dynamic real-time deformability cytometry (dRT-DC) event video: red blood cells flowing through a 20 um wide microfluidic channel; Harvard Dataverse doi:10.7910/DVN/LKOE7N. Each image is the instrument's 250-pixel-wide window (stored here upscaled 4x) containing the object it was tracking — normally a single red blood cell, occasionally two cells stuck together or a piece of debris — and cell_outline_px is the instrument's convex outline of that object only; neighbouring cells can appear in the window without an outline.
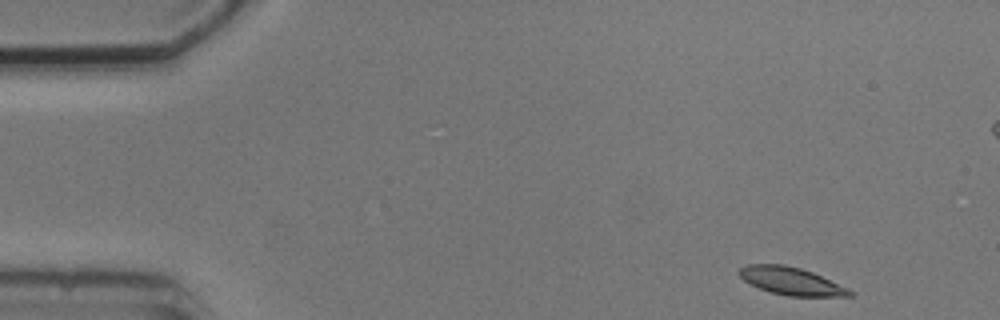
{"species": "common noctule bat (a hibernating species)", "species_latin": "Nyctalus noctula", "temperature_condition": "cold", "stored_images_in_passage": 4, "camera_frame_rate_fps": 3000, "um_per_image_px": 0.085, "animal": {"sex": "male", "body_mass_g": 20.5, "forearm_length_mm": 52.5}, "frame": {"image": 1, "passage_image": 1, "time_ms": 0.0, "image_size_px": [1000, 320], "cell_outline_px": [[852, 296], [788, 296], [772, 292], [760, 288], [744, 280], [736, 272], [740, 268], [748, 264], [784, 264], [800, 268], [812, 272], [848, 288], [852, 292]], "centroid_in_image_um": [67.23, 23.88], "position_along_channel_um": 17.8, "area_um2": 17.57}}